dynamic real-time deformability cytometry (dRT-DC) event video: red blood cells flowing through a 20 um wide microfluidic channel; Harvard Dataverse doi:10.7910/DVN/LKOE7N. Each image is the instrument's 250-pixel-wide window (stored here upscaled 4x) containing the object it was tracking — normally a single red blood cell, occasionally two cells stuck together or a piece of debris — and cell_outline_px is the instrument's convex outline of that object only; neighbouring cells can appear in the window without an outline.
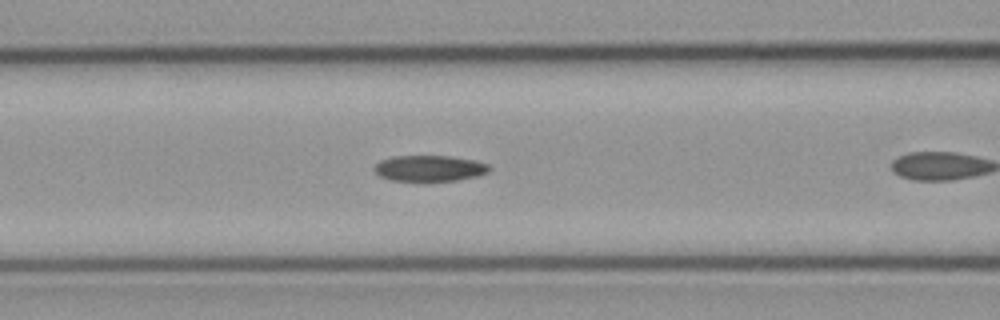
{"species": "common noctule bat (a hibernating species)", "species_latin": "Nyctalus noctula", "temperature_condition": "cold", "stored_images_in_passage": 21, "camera_frame_rate_fps": 3000, "um_per_image_px": 0.085, "animal": {"sex": "male", "body_mass_g": 23.1, "forearm_length_mm": 52.7}, "frame": {"image": 1, "passage_image": 10, "time_ms": 3.0, "image_size_px": [1000, 320], "cell_outline_px": [[488, 172], [476, 176], [456, 180], [424, 184], [420, 184], [392, 180], [380, 176], [372, 168], [380, 160], [392, 156], [448, 156], [476, 160], [488, 164]], "centroid_in_image_um": [36.45, 14.35], "position_along_channel_um": 130.1, "area_um2": 18.09}}